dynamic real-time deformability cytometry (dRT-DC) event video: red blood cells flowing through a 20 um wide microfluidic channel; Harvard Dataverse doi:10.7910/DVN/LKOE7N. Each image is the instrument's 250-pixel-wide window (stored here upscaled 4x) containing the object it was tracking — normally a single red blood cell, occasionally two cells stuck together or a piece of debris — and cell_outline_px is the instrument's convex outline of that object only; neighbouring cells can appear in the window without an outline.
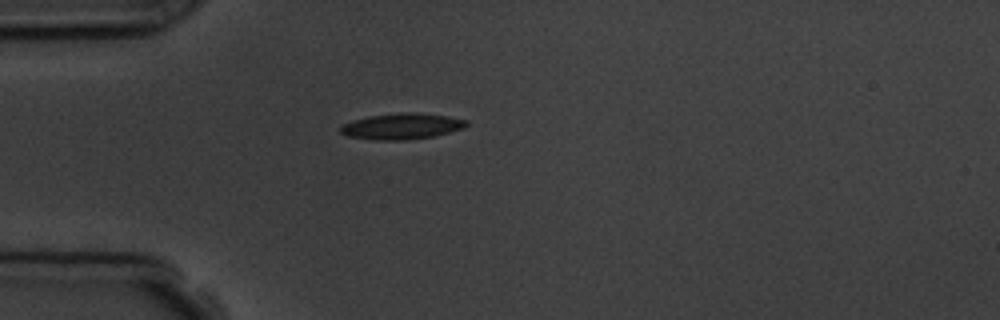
{"species": "common noctule bat (a hibernating species)", "species_latin": "Nyctalus noctula", "temperature_condition": "room temperature", "stored_images_in_passage": 1, "camera_frame_rate_fps": 3000, "um_per_image_px": 0.085, "animal": {"sex": "male", "body_mass_g": 19.5, "forearm_length_mm": 54.6}, "frame": {"image": 1, "passage_image": 1, "time_ms": 0.0, "image_size_px": [1000, 320], "cell_outline_px": [[468, 124], [464, 128], [432, 136], [404, 140], [372, 140], [348, 136], [340, 132], [340, 128], [344, 124], [352, 120], [368, 116], [404, 112], [416, 112], [448, 116], [468, 120]], "centroid_in_image_um": [34.15, 10.73], "position_along_channel_um": 50.9, "area_um2": 19.02}}